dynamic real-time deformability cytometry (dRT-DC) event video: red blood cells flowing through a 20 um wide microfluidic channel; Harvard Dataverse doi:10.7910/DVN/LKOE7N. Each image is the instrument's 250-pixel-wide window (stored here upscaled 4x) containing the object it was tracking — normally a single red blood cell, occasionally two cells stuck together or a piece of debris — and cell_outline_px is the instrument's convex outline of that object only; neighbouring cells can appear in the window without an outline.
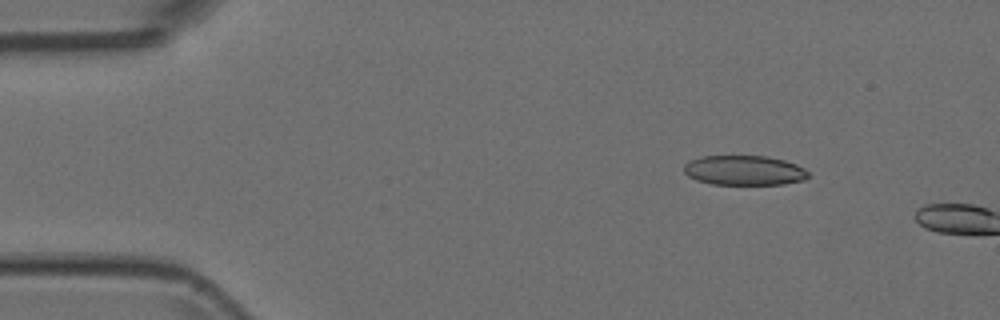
{"species": "Egyptian fruit bat (a non-hibernating species)", "species_latin": "Rousettus aegyptiacus", "temperature_condition": "room temperature", "stored_images_in_passage": 3, "camera_frame_rate_fps": 3000, "um_per_image_px": 0.085, "animal": {"sex": "female"}, "frame": {"image": 1, "passage_image": 2, "time_ms": 0.333, "image_size_px": [1000, 320], "cell_outline_px": [[812, 176], [804, 180], [784, 184], [712, 184], [696, 180], [688, 176], [684, 172], [684, 164], [688, 160], [700, 156], [768, 156], [784, 160], [796, 164], [804, 168]], "centroid_in_image_um": [63.26, 14.48], "position_along_channel_um": 21.7, "area_um2": 21.79}}